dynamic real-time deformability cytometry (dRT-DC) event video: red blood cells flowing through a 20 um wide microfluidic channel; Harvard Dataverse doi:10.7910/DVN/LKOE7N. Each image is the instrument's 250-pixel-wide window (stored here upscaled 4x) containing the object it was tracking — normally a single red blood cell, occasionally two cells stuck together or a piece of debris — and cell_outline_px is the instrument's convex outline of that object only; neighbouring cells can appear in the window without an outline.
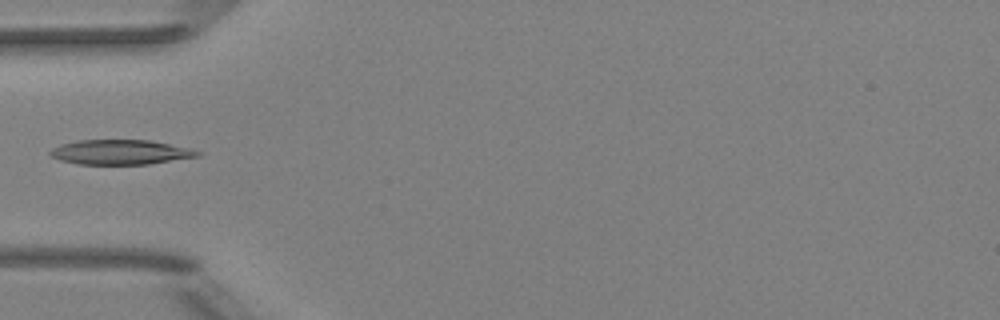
{"species": "Egyptian fruit bat (a non-hibernating species)", "species_latin": "Rousettus aegyptiacus", "temperature_condition": "room temperature", "stored_images_in_passage": 6, "camera_frame_rate_fps": 3000, "um_per_image_px": 0.085, "animal": {"sex": "female"}, "frame": {"image": 1, "passage_image": 5, "time_ms": 4.667, "image_size_px": [1000, 320], "cell_outline_px": [[204, 152], [200, 156], [148, 164], [80, 164], [60, 160], [52, 156], [48, 152], [52, 148], [60, 144], [76, 140], [152, 140], [188, 148]], "centroid_in_image_um": [10.24, 12.92], "position_along_channel_um": 74.8, "area_um2": 21.27}}
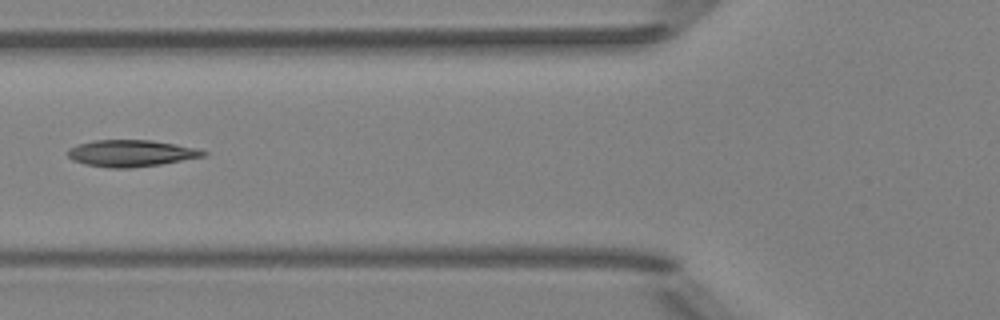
{"frame": {"image": 2, "passage_image": 6, "time_ms": 5.667, "image_size_px": [1000, 320], "cell_outline_px": [[208, 152], [204, 156], [160, 164], [128, 168], [108, 168], [84, 164], [72, 160], [68, 156], [68, 148], [80, 144], [96, 140], [152, 140], [176, 144], [196, 148]], "centroid_in_image_um": [11.12, 13.03], "position_along_channel_um": 114.7, "area_um2": 20.92}}